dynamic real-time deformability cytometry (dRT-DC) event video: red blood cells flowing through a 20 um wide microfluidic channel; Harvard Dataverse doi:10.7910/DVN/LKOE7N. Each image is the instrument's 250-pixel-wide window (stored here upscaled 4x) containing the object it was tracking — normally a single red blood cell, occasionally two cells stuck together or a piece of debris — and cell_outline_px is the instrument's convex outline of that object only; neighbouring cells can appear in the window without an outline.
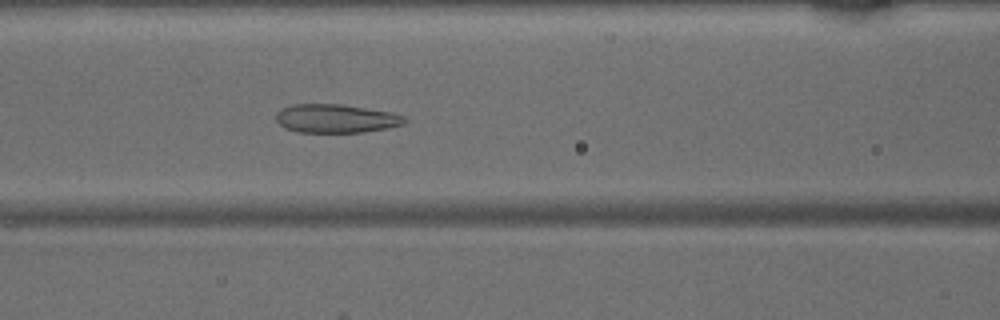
{"species": "common noctule bat (a hibernating species)", "species_latin": "Nyctalus noctula", "temperature_condition": "warm", "stored_images_in_passage": 40, "camera_frame_rate_fps": 3000, "um_per_image_px": 0.085, "animal": {"sex": "male", "body_mass_g": 15.6}, "frame": {"image": 1, "passage_image": 12, "time_ms": 3.667, "image_size_px": [1000, 320], "cell_outline_px": [[408, 120], [404, 124], [388, 128], [360, 132], [296, 132], [284, 128], [276, 120], [276, 112], [280, 108], [292, 104], [340, 104], [392, 112], [404, 116]], "centroid_in_image_um": [28.53, 10.07], "position_along_channel_um": 138.1, "area_um2": 21.56}}
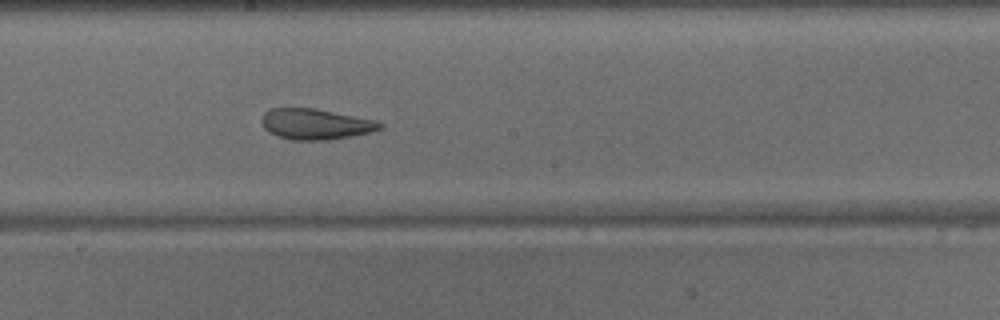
{"frame": {"image": 2, "passage_image": 18, "time_ms": 5.667, "image_size_px": [1000, 320], "cell_outline_px": [[384, 124], [380, 128], [372, 132], [352, 136], [328, 140], [292, 140], [276, 136], [268, 132], [264, 128], [260, 120], [264, 112], [268, 108], [316, 108], [376, 120]], "centroid_in_image_um": [26.79, 10.54], "position_along_channel_um": 221.4, "area_um2": 21.44}}
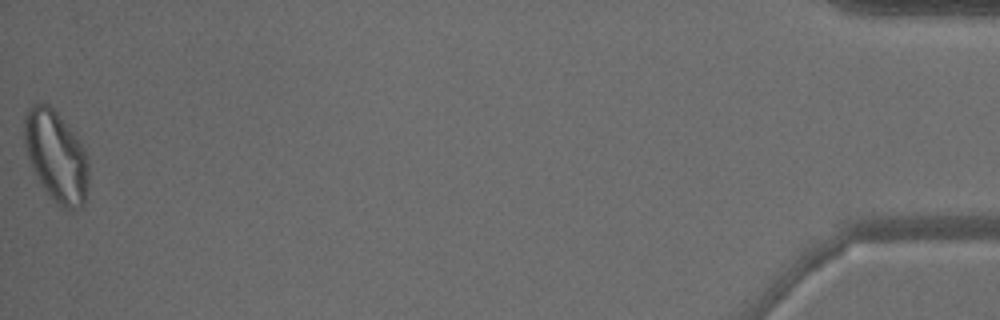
{"frame": {"image": 3, "passage_image": 40, "time_ms": 13.0, "image_size_px": [1000, 320], "cell_outline_px": [[88, 184], [84, 204], [80, 208], [60, 208], [56, 204], [40, 184], [28, 156], [24, 144], [24, 116], [28, 108], [32, 104], [48, 104], [56, 112], [72, 132], [84, 148], [88, 160]], "centroid_in_image_um": [4.77, 13.31], "position_along_channel_um": 430.4, "area_um2": 33.81}}